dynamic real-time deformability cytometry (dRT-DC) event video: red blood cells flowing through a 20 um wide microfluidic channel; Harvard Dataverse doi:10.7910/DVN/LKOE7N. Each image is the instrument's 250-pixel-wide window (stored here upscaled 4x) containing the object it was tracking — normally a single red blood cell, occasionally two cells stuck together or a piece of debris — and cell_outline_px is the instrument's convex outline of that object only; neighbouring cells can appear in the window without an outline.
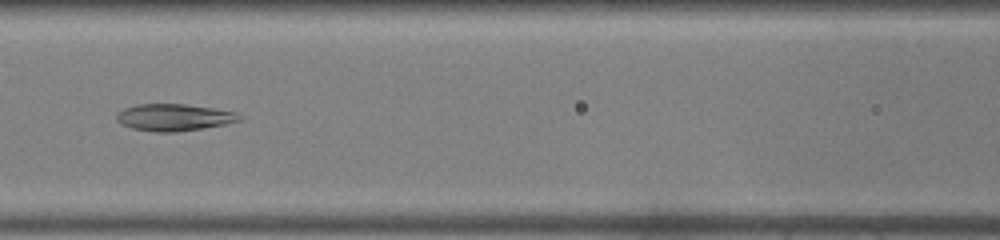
{"species": "common noctule bat (a hibernating species)", "species_latin": "Nyctalus noctula", "temperature_condition": "warm", "stored_images_in_passage": 44, "camera_frame_rate_fps": 3000, "um_per_image_px": 0.085, "animal": {"sex": "male", "body_mass_g": 19.0, "forearm_length_mm": 50.8}, "frame": {"image": 1, "passage_image": 20, "time_ms": 6.333, "image_size_px": [1000, 240], "cell_outline_px": [[244, 120], [224, 124], [176, 132], [156, 132], [132, 128], [120, 124], [116, 120], [116, 112], [124, 108], [136, 104], [188, 104], [236, 112]], "centroid_in_image_um": [14.75, 9.97], "position_along_channel_um": 151.9, "area_um2": 19.31}}
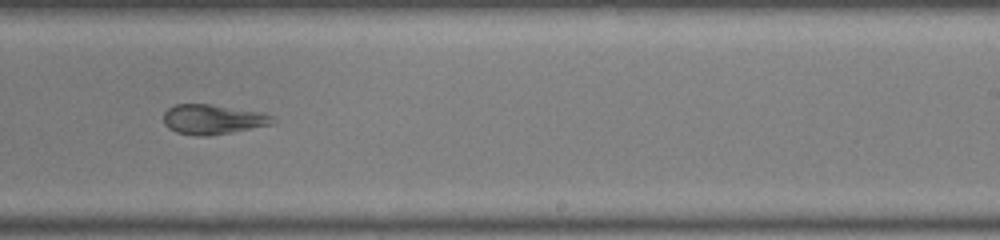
{"frame": {"image": 2, "passage_image": 28, "time_ms": 9.0, "image_size_px": [1000, 240], "cell_outline_px": [[276, 120], [272, 124], [212, 136], [196, 136], [176, 132], [168, 128], [164, 124], [164, 112], [168, 108], [176, 104], [208, 104], [260, 112], [276, 116]], "centroid_in_image_um": [18.09, 10.15], "position_along_channel_um": 270.9, "area_um2": 19.02}}
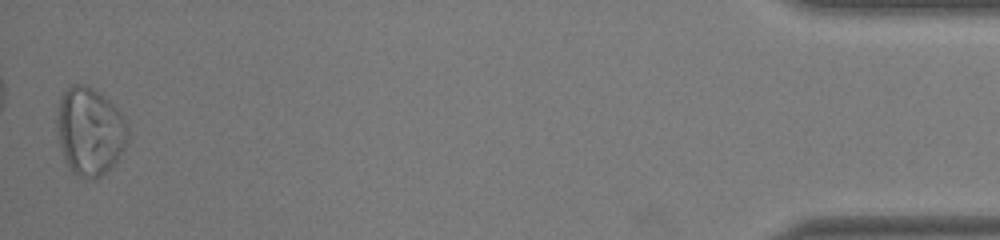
{"frame": {"image": 3, "passage_image": 44, "time_ms": 14.333, "image_size_px": [1000, 240], "cell_outline_px": [[128, 140], [124, 148], [116, 160], [96, 180], [80, 176], [72, 172], [64, 160], [60, 144], [56, 124], [56, 120], [60, 96], [68, 88], [76, 84], [84, 84], [100, 92], [120, 112], [128, 124]], "centroid_in_image_um": [7.63, 11.15], "position_along_channel_um": 427.6, "area_um2": 36.13}}